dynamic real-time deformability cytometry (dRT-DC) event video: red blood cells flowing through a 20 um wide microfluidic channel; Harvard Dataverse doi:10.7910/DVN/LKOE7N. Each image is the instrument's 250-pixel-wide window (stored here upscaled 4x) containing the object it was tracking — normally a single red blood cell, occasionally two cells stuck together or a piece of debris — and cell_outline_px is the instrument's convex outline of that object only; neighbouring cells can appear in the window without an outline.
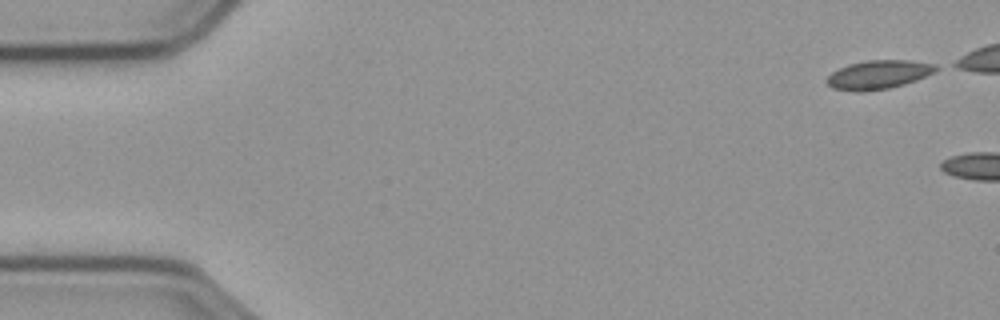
{"species": "common noctule bat (a hibernating species)", "species_latin": "Nyctalus noctula", "temperature_condition": "cold", "stored_images_in_passage": 5, "camera_frame_rate_fps": 3000, "um_per_image_px": 0.085, "animal": {"sex": "male", "body_mass_g": 23.1, "forearm_length_mm": 52.7}, "frame": {"image": 1, "passage_image": 1, "time_ms": 0.0, "image_size_px": [1000, 320], "cell_outline_px": [[940, 68], [916, 80], [904, 84], [888, 88], [860, 92], [832, 88], [824, 80], [832, 72], [848, 64], [868, 60], [908, 60], [936, 64]], "centroid_in_image_um": [74.65, 6.34], "position_along_channel_um": 10.4, "area_um2": 18.15}}